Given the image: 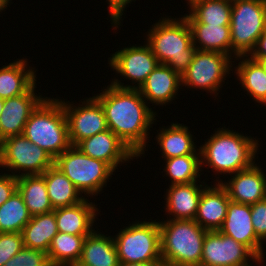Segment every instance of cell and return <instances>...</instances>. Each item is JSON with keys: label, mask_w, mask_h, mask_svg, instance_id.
Returning <instances> with one entry per match:
<instances>
[{"label": "cell", "mask_w": 266, "mask_h": 266, "mask_svg": "<svg viewBox=\"0 0 266 266\" xmlns=\"http://www.w3.org/2000/svg\"><path fill=\"white\" fill-rule=\"evenodd\" d=\"M100 91L94 97L101 103L108 129L117 135L138 159L141 158L150 145V128L159 117L158 112L153 110L155 107L147 104L138 89H123L109 84Z\"/></svg>", "instance_id": "cell-1"}, {"label": "cell", "mask_w": 266, "mask_h": 266, "mask_svg": "<svg viewBox=\"0 0 266 266\" xmlns=\"http://www.w3.org/2000/svg\"><path fill=\"white\" fill-rule=\"evenodd\" d=\"M213 132L206 139L207 141L198 147L201 154V168L204 166L211 168L215 174V183H220L223 180L219 178L221 175L225 178V175L228 174L226 176L228 178L229 175L248 169L256 163L259 148L262 149L257 137L236 132V130H231L225 126L219 127Z\"/></svg>", "instance_id": "cell-2"}, {"label": "cell", "mask_w": 266, "mask_h": 266, "mask_svg": "<svg viewBox=\"0 0 266 266\" xmlns=\"http://www.w3.org/2000/svg\"><path fill=\"white\" fill-rule=\"evenodd\" d=\"M181 17V18H180ZM165 16L145 32V42L150 46L159 64L171 67L180 76L193 60L196 48L186 18Z\"/></svg>", "instance_id": "cell-3"}, {"label": "cell", "mask_w": 266, "mask_h": 266, "mask_svg": "<svg viewBox=\"0 0 266 266\" xmlns=\"http://www.w3.org/2000/svg\"><path fill=\"white\" fill-rule=\"evenodd\" d=\"M61 97H46L31 113L23 135L55 160L72 145Z\"/></svg>", "instance_id": "cell-4"}, {"label": "cell", "mask_w": 266, "mask_h": 266, "mask_svg": "<svg viewBox=\"0 0 266 266\" xmlns=\"http://www.w3.org/2000/svg\"><path fill=\"white\" fill-rule=\"evenodd\" d=\"M163 266H200L207 230L194 220L159 221Z\"/></svg>", "instance_id": "cell-5"}, {"label": "cell", "mask_w": 266, "mask_h": 266, "mask_svg": "<svg viewBox=\"0 0 266 266\" xmlns=\"http://www.w3.org/2000/svg\"><path fill=\"white\" fill-rule=\"evenodd\" d=\"M58 167L83 194L93 198L103 193L115 171L104 161L85 155L76 146H71L54 160ZM102 191V192H101Z\"/></svg>", "instance_id": "cell-6"}, {"label": "cell", "mask_w": 266, "mask_h": 266, "mask_svg": "<svg viewBox=\"0 0 266 266\" xmlns=\"http://www.w3.org/2000/svg\"><path fill=\"white\" fill-rule=\"evenodd\" d=\"M146 220H135L113 236L120 263L162 262L159 221Z\"/></svg>", "instance_id": "cell-7"}, {"label": "cell", "mask_w": 266, "mask_h": 266, "mask_svg": "<svg viewBox=\"0 0 266 266\" xmlns=\"http://www.w3.org/2000/svg\"><path fill=\"white\" fill-rule=\"evenodd\" d=\"M266 30V0L232 2L230 35L232 59L248 56Z\"/></svg>", "instance_id": "cell-8"}, {"label": "cell", "mask_w": 266, "mask_h": 266, "mask_svg": "<svg viewBox=\"0 0 266 266\" xmlns=\"http://www.w3.org/2000/svg\"><path fill=\"white\" fill-rule=\"evenodd\" d=\"M232 60L223 53L196 49L192 62L181 76V86L203 90L217 99L226 77L233 71Z\"/></svg>", "instance_id": "cell-9"}, {"label": "cell", "mask_w": 266, "mask_h": 266, "mask_svg": "<svg viewBox=\"0 0 266 266\" xmlns=\"http://www.w3.org/2000/svg\"><path fill=\"white\" fill-rule=\"evenodd\" d=\"M0 165L1 171L5 169L6 173L15 177L42 175L54 165V159L22 134L0 142Z\"/></svg>", "instance_id": "cell-10"}, {"label": "cell", "mask_w": 266, "mask_h": 266, "mask_svg": "<svg viewBox=\"0 0 266 266\" xmlns=\"http://www.w3.org/2000/svg\"><path fill=\"white\" fill-rule=\"evenodd\" d=\"M144 43L143 45L134 44L135 46L130 45V47L118 49L108 58L109 63L107 64L112 69L111 71L131 82V85L125 84L122 82L125 80H121V77L119 80L115 74L117 78L114 76L110 84L123 89H139L141 87L148 75L159 64L150 46L145 41Z\"/></svg>", "instance_id": "cell-11"}, {"label": "cell", "mask_w": 266, "mask_h": 266, "mask_svg": "<svg viewBox=\"0 0 266 266\" xmlns=\"http://www.w3.org/2000/svg\"><path fill=\"white\" fill-rule=\"evenodd\" d=\"M254 262L259 266L266 263L232 237L220 231H207L200 266H252Z\"/></svg>", "instance_id": "cell-12"}, {"label": "cell", "mask_w": 266, "mask_h": 266, "mask_svg": "<svg viewBox=\"0 0 266 266\" xmlns=\"http://www.w3.org/2000/svg\"><path fill=\"white\" fill-rule=\"evenodd\" d=\"M62 99V106L68 123L69 139L72 146L80 141L108 129L105 113L101 103L93 96L80 100L75 106L74 101ZM81 103V104H80Z\"/></svg>", "instance_id": "cell-13"}, {"label": "cell", "mask_w": 266, "mask_h": 266, "mask_svg": "<svg viewBox=\"0 0 266 266\" xmlns=\"http://www.w3.org/2000/svg\"><path fill=\"white\" fill-rule=\"evenodd\" d=\"M36 86L35 82L24 94L5 99L0 115V142L10 136L22 135L31 113L47 97L40 92L37 94Z\"/></svg>", "instance_id": "cell-14"}, {"label": "cell", "mask_w": 266, "mask_h": 266, "mask_svg": "<svg viewBox=\"0 0 266 266\" xmlns=\"http://www.w3.org/2000/svg\"><path fill=\"white\" fill-rule=\"evenodd\" d=\"M76 147L85 155L104 161L115 172L121 168L120 165L131 164V160L138 158L110 129L83 139Z\"/></svg>", "instance_id": "cell-15"}, {"label": "cell", "mask_w": 266, "mask_h": 266, "mask_svg": "<svg viewBox=\"0 0 266 266\" xmlns=\"http://www.w3.org/2000/svg\"><path fill=\"white\" fill-rule=\"evenodd\" d=\"M219 231L247 246L261 261H266L265 245L256 236L250 205L230 201Z\"/></svg>", "instance_id": "cell-16"}, {"label": "cell", "mask_w": 266, "mask_h": 266, "mask_svg": "<svg viewBox=\"0 0 266 266\" xmlns=\"http://www.w3.org/2000/svg\"><path fill=\"white\" fill-rule=\"evenodd\" d=\"M261 167L256 162L252 167L230 175L231 179L220 182L231 201L252 205L266 198V169Z\"/></svg>", "instance_id": "cell-17"}, {"label": "cell", "mask_w": 266, "mask_h": 266, "mask_svg": "<svg viewBox=\"0 0 266 266\" xmlns=\"http://www.w3.org/2000/svg\"><path fill=\"white\" fill-rule=\"evenodd\" d=\"M180 89L181 76L168 65L158 64L138 90L148 105L164 107L172 104Z\"/></svg>", "instance_id": "cell-18"}, {"label": "cell", "mask_w": 266, "mask_h": 266, "mask_svg": "<svg viewBox=\"0 0 266 266\" xmlns=\"http://www.w3.org/2000/svg\"><path fill=\"white\" fill-rule=\"evenodd\" d=\"M207 185L204 180L199 184L193 182L169 185L163 195L165 214L169 215V219L194 220L202 191Z\"/></svg>", "instance_id": "cell-19"}, {"label": "cell", "mask_w": 266, "mask_h": 266, "mask_svg": "<svg viewBox=\"0 0 266 266\" xmlns=\"http://www.w3.org/2000/svg\"><path fill=\"white\" fill-rule=\"evenodd\" d=\"M230 201L226 189L220 183L208 184L202 191L194 221L207 231H219Z\"/></svg>", "instance_id": "cell-20"}, {"label": "cell", "mask_w": 266, "mask_h": 266, "mask_svg": "<svg viewBox=\"0 0 266 266\" xmlns=\"http://www.w3.org/2000/svg\"><path fill=\"white\" fill-rule=\"evenodd\" d=\"M90 201L91 198H85L76 205L54 209L58 231L78 236L90 235L95 230V222L101 212L98 206Z\"/></svg>", "instance_id": "cell-21"}, {"label": "cell", "mask_w": 266, "mask_h": 266, "mask_svg": "<svg viewBox=\"0 0 266 266\" xmlns=\"http://www.w3.org/2000/svg\"><path fill=\"white\" fill-rule=\"evenodd\" d=\"M162 127V128H161ZM156 130V143L160 149L162 159L173 157L200 154V149L197 148L195 139L190 127L183 123L172 122L169 126H161ZM195 138V139H194Z\"/></svg>", "instance_id": "cell-22"}, {"label": "cell", "mask_w": 266, "mask_h": 266, "mask_svg": "<svg viewBox=\"0 0 266 266\" xmlns=\"http://www.w3.org/2000/svg\"><path fill=\"white\" fill-rule=\"evenodd\" d=\"M29 59H16L0 67V98L9 99L24 94L37 82L35 67L29 66Z\"/></svg>", "instance_id": "cell-23"}, {"label": "cell", "mask_w": 266, "mask_h": 266, "mask_svg": "<svg viewBox=\"0 0 266 266\" xmlns=\"http://www.w3.org/2000/svg\"><path fill=\"white\" fill-rule=\"evenodd\" d=\"M94 230L86 236L79 264L83 266H119L114 237Z\"/></svg>", "instance_id": "cell-24"}, {"label": "cell", "mask_w": 266, "mask_h": 266, "mask_svg": "<svg viewBox=\"0 0 266 266\" xmlns=\"http://www.w3.org/2000/svg\"><path fill=\"white\" fill-rule=\"evenodd\" d=\"M233 60L234 74L237 81H240V87L247 92L252 101L259 103L262 107L266 106V73L261 65L249 56H237ZM238 61L239 63H236Z\"/></svg>", "instance_id": "cell-25"}, {"label": "cell", "mask_w": 266, "mask_h": 266, "mask_svg": "<svg viewBox=\"0 0 266 266\" xmlns=\"http://www.w3.org/2000/svg\"><path fill=\"white\" fill-rule=\"evenodd\" d=\"M188 24L196 49L219 52L232 58L230 25H207L200 22Z\"/></svg>", "instance_id": "cell-26"}, {"label": "cell", "mask_w": 266, "mask_h": 266, "mask_svg": "<svg viewBox=\"0 0 266 266\" xmlns=\"http://www.w3.org/2000/svg\"><path fill=\"white\" fill-rule=\"evenodd\" d=\"M42 176L45 178L53 209L73 206L85 199L71 180L55 165L48 168Z\"/></svg>", "instance_id": "cell-27"}, {"label": "cell", "mask_w": 266, "mask_h": 266, "mask_svg": "<svg viewBox=\"0 0 266 266\" xmlns=\"http://www.w3.org/2000/svg\"><path fill=\"white\" fill-rule=\"evenodd\" d=\"M58 232L54 211L31 216L29 223L21 231L24 247L47 253Z\"/></svg>", "instance_id": "cell-28"}, {"label": "cell", "mask_w": 266, "mask_h": 266, "mask_svg": "<svg viewBox=\"0 0 266 266\" xmlns=\"http://www.w3.org/2000/svg\"><path fill=\"white\" fill-rule=\"evenodd\" d=\"M185 14L187 22L207 25H230L232 2L228 0H191Z\"/></svg>", "instance_id": "cell-29"}, {"label": "cell", "mask_w": 266, "mask_h": 266, "mask_svg": "<svg viewBox=\"0 0 266 266\" xmlns=\"http://www.w3.org/2000/svg\"><path fill=\"white\" fill-rule=\"evenodd\" d=\"M17 190L31 216L54 211L47 193L45 178L42 175L17 177Z\"/></svg>", "instance_id": "cell-30"}, {"label": "cell", "mask_w": 266, "mask_h": 266, "mask_svg": "<svg viewBox=\"0 0 266 266\" xmlns=\"http://www.w3.org/2000/svg\"><path fill=\"white\" fill-rule=\"evenodd\" d=\"M86 236L58 232L47 252L51 266H69L78 263Z\"/></svg>", "instance_id": "cell-31"}, {"label": "cell", "mask_w": 266, "mask_h": 266, "mask_svg": "<svg viewBox=\"0 0 266 266\" xmlns=\"http://www.w3.org/2000/svg\"><path fill=\"white\" fill-rule=\"evenodd\" d=\"M162 173L169 177L170 185L201 182V154H189L163 160ZM200 171V172H199Z\"/></svg>", "instance_id": "cell-32"}, {"label": "cell", "mask_w": 266, "mask_h": 266, "mask_svg": "<svg viewBox=\"0 0 266 266\" xmlns=\"http://www.w3.org/2000/svg\"><path fill=\"white\" fill-rule=\"evenodd\" d=\"M31 215L18 190L0 206V233L20 232L29 223Z\"/></svg>", "instance_id": "cell-33"}, {"label": "cell", "mask_w": 266, "mask_h": 266, "mask_svg": "<svg viewBox=\"0 0 266 266\" xmlns=\"http://www.w3.org/2000/svg\"><path fill=\"white\" fill-rule=\"evenodd\" d=\"M4 266H51V264L47 253L24 247L9 259Z\"/></svg>", "instance_id": "cell-34"}, {"label": "cell", "mask_w": 266, "mask_h": 266, "mask_svg": "<svg viewBox=\"0 0 266 266\" xmlns=\"http://www.w3.org/2000/svg\"><path fill=\"white\" fill-rule=\"evenodd\" d=\"M23 248L24 242L20 232L0 233V266H4Z\"/></svg>", "instance_id": "cell-35"}, {"label": "cell", "mask_w": 266, "mask_h": 266, "mask_svg": "<svg viewBox=\"0 0 266 266\" xmlns=\"http://www.w3.org/2000/svg\"><path fill=\"white\" fill-rule=\"evenodd\" d=\"M251 206V217L257 238L266 245V198Z\"/></svg>", "instance_id": "cell-36"}, {"label": "cell", "mask_w": 266, "mask_h": 266, "mask_svg": "<svg viewBox=\"0 0 266 266\" xmlns=\"http://www.w3.org/2000/svg\"><path fill=\"white\" fill-rule=\"evenodd\" d=\"M135 2L136 0H106L107 4H108V17H110L111 24L110 26H112L111 28H113L112 30H116L120 29L122 26L121 25V21H123L124 18H122L125 14L124 11L126 12L127 10V6H129V4H131V2ZM126 9V10H125Z\"/></svg>", "instance_id": "cell-37"}, {"label": "cell", "mask_w": 266, "mask_h": 266, "mask_svg": "<svg viewBox=\"0 0 266 266\" xmlns=\"http://www.w3.org/2000/svg\"><path fill=\"white\" fill-rule=\"evenodd\" d=\"M5 172V173H4ZM17 190V177L1 171L0 173V206Z\"/></svg>", "instance_id": "cell-38"}, {"label": "cell", "mask_w": 266, "mask_h": 266, "mask_svg": "<svg viewBox=\"0 0 266 266\" xmlns=\"http://www.w3.org/2000/svg\"><path fill=\"white\" fill-rule=\"evenodd\" d=\"M248 56L250 58H266V30L260 35L255 47Z\"/></svg>", "instance_id": "cell-39"}, {"label": "cell", "mask_w": 266, "mask_h": 266, "mask_svg": "<svg viewBox=\"0 0 266 266\" xmlns=\"http://www.w3.org/2000/svg\"><path fill=\"white\" fill-rule=\"evenodd\" d=\"M119 266H163L162 262H147V263H120Z\"/></svg>", "instance_id": "cell-40"}, {"label": "cell", "mask_w": 266, "mask_h": 266, "mask_svg": "<svg viewBox=\"0 0 266 266\" xmlns=\"http://www.w3.org/2000/svg\"><path fill=\"white\" fill-rule=\"evenodd\" d=\"M11 1L12 0H0V14L6 11L5 9H7V7H10Z\"/></svg>", "instance_id": "cell-41"}, {"label": "cell", "mask_w": 266, "mask_h": 266, "mask_svg": "<svg viewBox=\"0 0 266 266\" xmlns=\"http://www.w3.org/2000/svg\"><path fill=\"white\" fill-rule=\"evenodd\" d=\"M252 59L256 60L261 65L264 72L266 73V58H252Z\"/></svg>", "instance_id": "cell-42"}, {"label": "cell", "mask_w": 266, "mask_h": 266, "mask_svg": "<svg viewBox=\"0 0 266 266\" xmlns=\"http://www.w3.org/2000/svg\"><path fill=\"white\" fill-rule=\"evenodd\" d=\"M5 99L0 98V115L4 106Z\"/></svg>", "instance_id": "cell-43"}, {"label": "cell", "mask_w": 266, "mask_h": 266, "mask_svg": "<svg viewBox=\"0 0 266 266\" xmlns=\"http://www.w3.org/2000/svg\"><path fill=\"white\" fill-rule=\"evenodd\" d=\"M69 266H83V265H81V264H79V263H74V264H71V265H69Z\"/></svg>", "instance_id": "cell-44"}]
</instances>
